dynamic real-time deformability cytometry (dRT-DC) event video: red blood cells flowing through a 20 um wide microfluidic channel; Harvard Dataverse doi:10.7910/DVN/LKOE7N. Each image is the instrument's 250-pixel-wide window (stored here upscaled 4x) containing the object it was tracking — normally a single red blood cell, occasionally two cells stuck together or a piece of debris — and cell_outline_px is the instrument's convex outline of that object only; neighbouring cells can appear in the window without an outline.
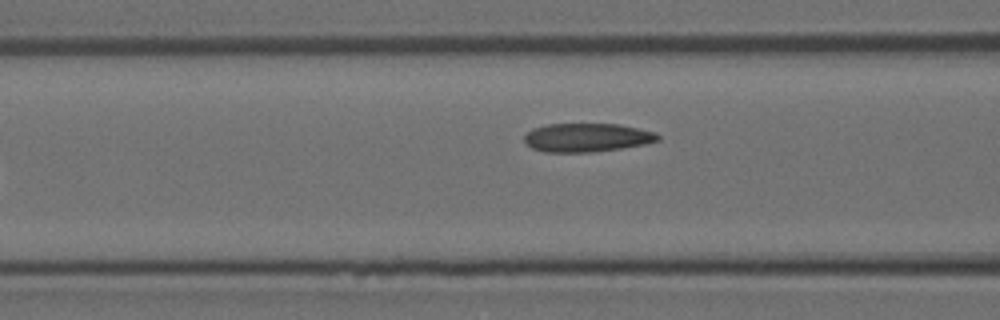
{"species": "Egyptian fruit bat (a non-hibernating species)", "species_latin": "Rousettus aegyptiacus", "temperature_condition": "room temperature", "stored_images_in_passage": 7, "camera_frame_rate_fps": 3000, "um_per_image_px": 0.085, "animal": {"sex": "female"}, "frame": {"image": 1, "passage_image": 7, "time_ms": 7.0, "image_size_px": [1000, 320], "cell_outline_px": [[660, 140], [644, 144], [620, 148], [592, 152], [544, 152], [532, 148], [524, 144], [524, 136], [532, 128], [548, 124], [620, 124], [656, 132], [660, 136]], "centroid_in_image_um": [49.87, 11.69], "position_along_channel_um": 116.7, "area_um2": 22.37}}